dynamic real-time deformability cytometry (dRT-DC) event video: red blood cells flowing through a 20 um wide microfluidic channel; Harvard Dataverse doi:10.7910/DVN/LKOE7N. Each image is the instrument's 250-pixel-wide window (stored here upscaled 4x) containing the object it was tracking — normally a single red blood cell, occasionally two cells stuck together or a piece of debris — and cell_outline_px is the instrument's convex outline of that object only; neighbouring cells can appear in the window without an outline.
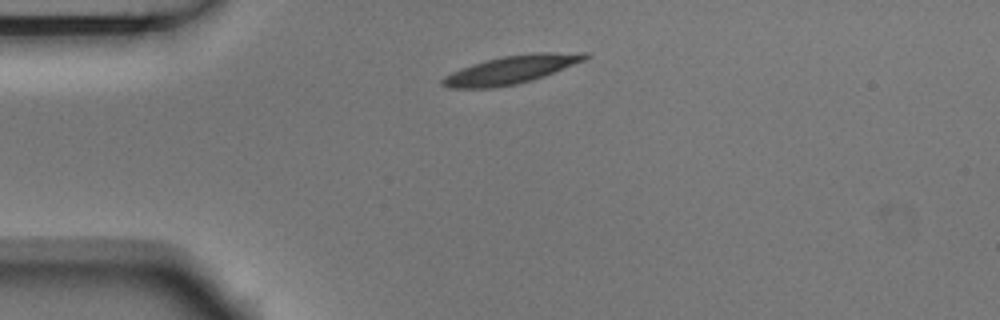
{"species": "Egyptian fruit bat (a non-hibernating species)", "species_latin": "Rousettus aegyptiacus", "temperature_condition": "room temperature", "stored_images_in_passage": 2, "camera_frame_rate_fps": 3000, "um_per_image_px": 0.085, "animal": {"sex": "male"}, "frame": {"image": 1, "passage_image": 1, "time_ms": 0.0, "image_size_px": [1000, 320], "cell_outline_px": [[592, 56], [584, 60], [544, 76], [532, 80], [516, 84], [488, 88], [448, 88], [440, 84], [440, 80], [444, 76], [452, 72], [472, 64], [484, 60], [504, 56], [528, 52], [588, 52]], "centroid_in_image_um": [43.46, 5.91], "position_along_channel_um": 41.5, "area_um2": 23.47}}